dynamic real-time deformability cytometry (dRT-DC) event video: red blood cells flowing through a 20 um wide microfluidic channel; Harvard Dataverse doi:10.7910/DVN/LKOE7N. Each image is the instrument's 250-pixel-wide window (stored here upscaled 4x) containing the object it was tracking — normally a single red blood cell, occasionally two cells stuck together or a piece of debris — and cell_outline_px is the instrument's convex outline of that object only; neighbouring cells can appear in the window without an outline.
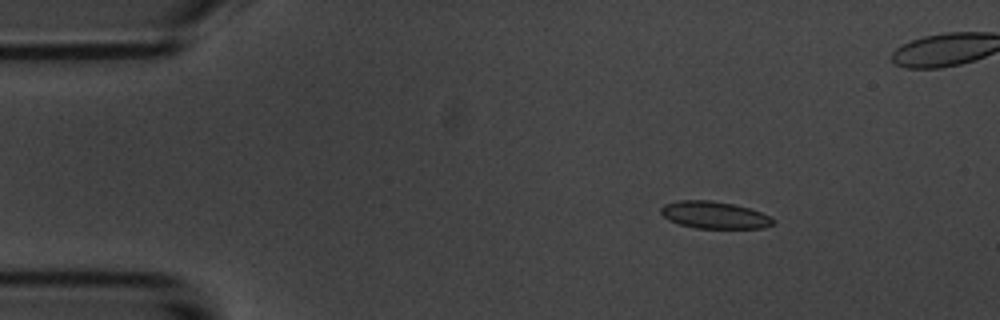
{"species": "common noctule bat (a hibernating species)", "species_latin": "Nyctalus noctula", "temperature_condition": "room temperature", "stored_images_in_passage": 4, "camera_frame_rate_fps": 3000, "um_per_image_px": 0.085, "animal": {"sex": "male", "body_mass_g": 20.1, "forearm_length_mm": 53.5}, "frame": {"image": 1, "passage_image": 1, "time_ms": 0.0, "image_size_px": [1000, 320], "cell_outline_px": [[776, 220], [772, 224], [764, 228], [696, 228], [680, 224], [668, 220], [660, 212], [660, 208], [664, 204], [680, 200], [712, 200], [732, 204], [748, 208], [772, 216]], "centroid_in_image_um": [60.73, 18.27], "position_along_channel_um": 24.3, "area_um2": 17.74}}